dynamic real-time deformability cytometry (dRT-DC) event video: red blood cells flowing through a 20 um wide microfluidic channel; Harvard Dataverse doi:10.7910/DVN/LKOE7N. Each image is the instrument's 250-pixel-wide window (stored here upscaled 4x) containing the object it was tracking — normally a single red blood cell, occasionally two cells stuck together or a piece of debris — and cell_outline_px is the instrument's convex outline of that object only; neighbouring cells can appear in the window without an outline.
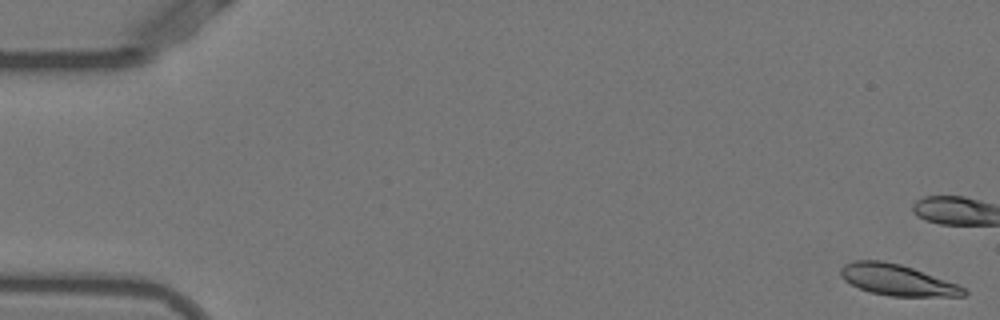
{"species": "Egyptian fruit bat (a non-hibernating species)", "species_latin": "Rousettus aegyptiacus", "temperature_condition": "warm", "stored_images_in_passage": 53, "camera_frame_rate_fps": 3000, "um_per_image_px": 0.085, "animal": {"sex": "female"}, "frame": {"image": 1, "passage_image": 1, "time_ms": 0.0, "image_size_px": [1000, 320], "cell_outline_px": [[968, 292], [964, 296], [888, 296], [872, 292], [860, 288], [844, 280], [840, 276], [840, 268], [844, 264], [856, 260], [880, 260], [900, 264], [912, 268], [956, 284], [964, 288]], "centroid_in_image_um": [76.23, 23.79], "position_along_channel_um": 8.8, "area_um2": 21.96}}
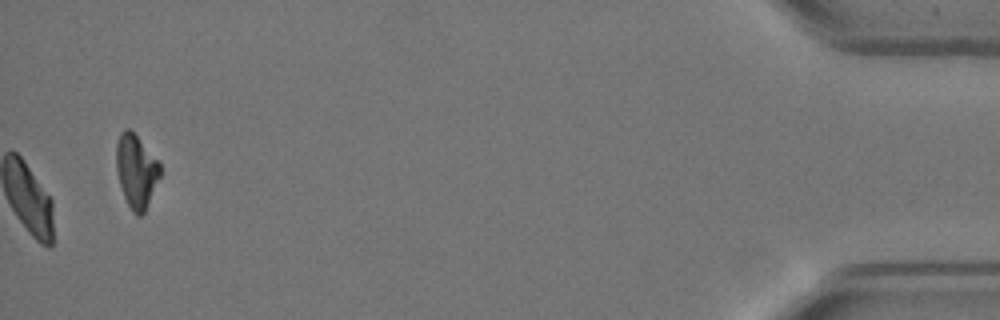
{"frame": {"image": 2, "passage_image": 53, "time_ms": 17.333, "image_size_px": [1000, 320], "cell_outline_px": [[160, 176], [144, 212], [140, 216], [136, 216], [132, 212], [124, 196], [116, 172], [116, 144], [120, 132], [124, 128], [128, 128], [136, 136], [160, 164]], "centroid_in_image_um": [11.55, 14.55], "position_along_channel_um": 423.7, "area_um2": 18.38}, "authors_computed_cell_mechanics": {"area_um2": 23.12, "velocity_mm_per_s": 3.8573, "shape_relaxation_time_tau1_ms": 5.4279, "shape_relaxation_time_tau2_ms": 3.2819, "deformation_change_tau1": 0.1869, "deformation_change_tau2": 0.0857}}